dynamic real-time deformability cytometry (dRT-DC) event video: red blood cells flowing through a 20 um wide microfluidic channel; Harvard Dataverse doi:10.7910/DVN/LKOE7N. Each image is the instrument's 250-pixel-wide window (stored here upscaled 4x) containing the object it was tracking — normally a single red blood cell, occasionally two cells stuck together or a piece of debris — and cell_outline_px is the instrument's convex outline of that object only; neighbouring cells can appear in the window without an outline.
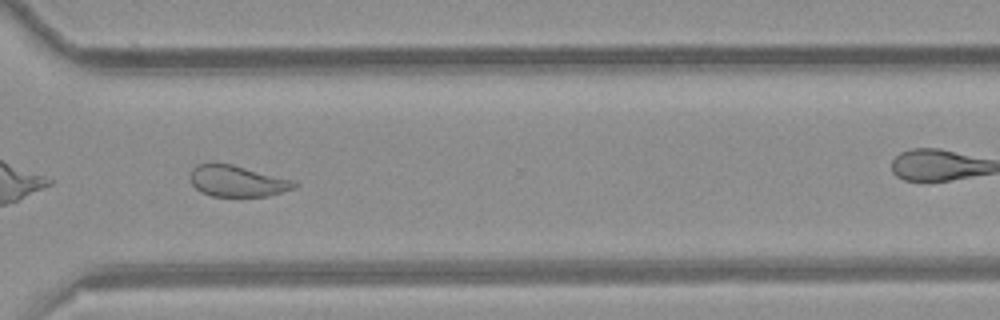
{"species": "common noctule bat (a hibernating species)", "species_latin": "Nyctalus noctula", "temperature_condition": "room temperature", "stored_images_in_passage": 54, "camera_frame_rate_fps": 3000, "um_per_image_px": 0.085, "animal": {"sex": "female", "body_mass_g": 21.9}, "frame": {"image": 1, "passage_image": 39, "time_ms": 12.667, "image_size_px": [1000, 320], "cell_outline_px": [[296, 184], [292, 188], [268, 196], [212, 196], [200, 192], [192, 184], [188, 176], [192, 168], [196, 164], [232, 164], [296, 180]], "centroid_in_image_um": [20.13, 15.39], "position_along_channel_um": 350.5, "area_um2": 18.9}, "authors_computed_cell_mechanics": {"area_um2": 22.3108, "velocity_mm_per_s": 3.919, "shape_relaxation_time_tau1_ms": null, "shape_relaxation_time_tau2_ms": 1.0864, "deformation_change_tau1": null, "deformation_change_tau2": 0.0844}}